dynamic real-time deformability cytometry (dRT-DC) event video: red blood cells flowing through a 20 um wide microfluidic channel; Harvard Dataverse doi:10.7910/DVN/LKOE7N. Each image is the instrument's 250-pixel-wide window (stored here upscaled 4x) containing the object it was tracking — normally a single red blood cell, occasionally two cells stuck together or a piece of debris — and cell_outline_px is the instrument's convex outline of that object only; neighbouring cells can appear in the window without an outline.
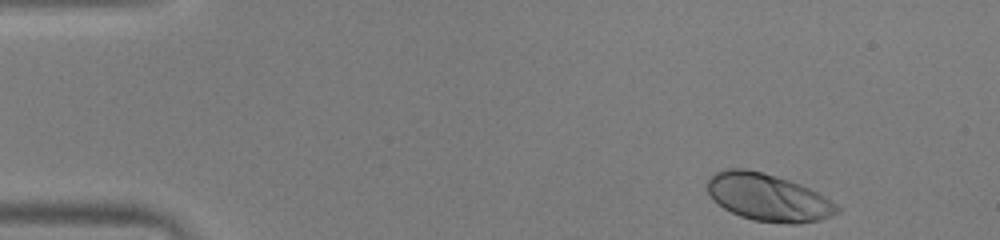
{"species": "human", "species_latin": "Homo sapiens", "temperature_condition": "warm", "stored_images_in_passage": 47, "camera_frame_rate_fps": 3000, "um_per_image_px": 0.085, "donor": {"sex": "male"}, "frame": {"image": 1, "passage_image": 1, "time_ms": 0.0, "image_size_px": [1000, 240], "cell_outline_px": [[840, 212], [832, 216], [820, 220], [800, 224], [792, 224], [752, 220], [740, 216], [724, 208], [712, 200], [708, 192], [708, 180], [716, 172], [728, 168], [744, 168], [760, 172], [788, 180], [800, 184], [824, 196], [836, 204], [840, 208]], "centroid_in_image_um": [65.3, 16.8], "position_along_channel_um": 19.7, "area_um2": 35.6}}
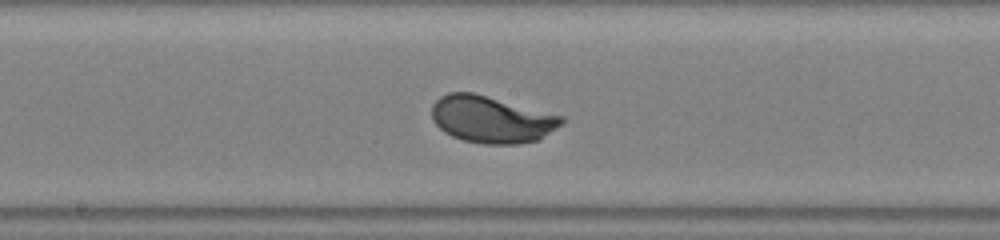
{"frame": {"image": 2, "passage_image": 23, "time_ms": 7.333, "image_size_px": [1000, 240], "cell_outline_px": [[564, 124], [540, 140], [516, 144], [484, 144], [464, 140], [452, 136], [444, 132], [432, 120], [432, 104], [440, 96], [448, 92], [472, 92], [564, 116]], "centroid_in_image_um": [41.8, 10.15], "position_along_channel_um": 206.4, "area_um2": 35.66}}
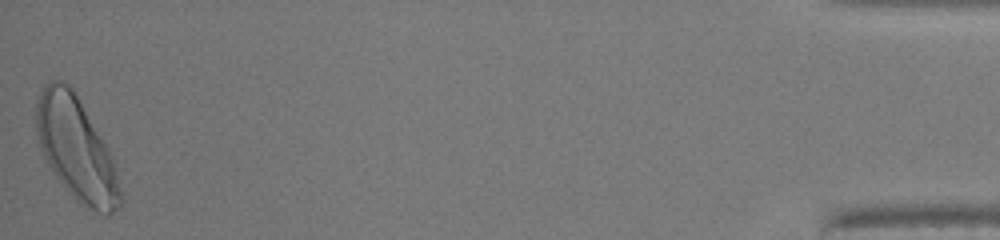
{"frame": {"image": 3, "passage_image": 47, "time_ms": 15.333, "image_size_px": [1000, 240], "cell_outline_px": [[124, 200], [120, 208], [108, 216], [104, 216], [80, 204], [76, 200], [56, 176], [44, 156], [36, 132], [36, 100], [40, 92], [48, 80], [60, 80], [68, 84], [72, 88], [112, 156], [124, 192]], "centroid_in_image_um": [6.53, 12.72], "position_along_channel_um": 428.7, "area_um2": 50.4}, "authors_computed_cell_mechanics": {"area_um2": 35.258, "velocity_mm_per_s": 3.9492, "shape_relaxation_time_tau1_ms": 2.1756, "shape_relaxation_time_tau2_ms": null, "deformation_change_tau1": 0.1458, "deformation_change_tau2": null}}